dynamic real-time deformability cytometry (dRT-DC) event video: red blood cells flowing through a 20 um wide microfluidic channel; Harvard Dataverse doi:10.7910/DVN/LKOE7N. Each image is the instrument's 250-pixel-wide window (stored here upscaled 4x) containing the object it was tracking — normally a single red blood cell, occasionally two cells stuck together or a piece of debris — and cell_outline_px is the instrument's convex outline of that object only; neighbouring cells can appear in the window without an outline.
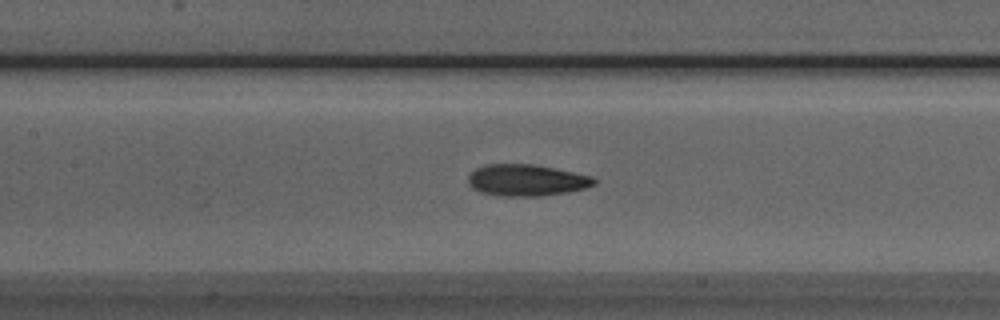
{"species": "Egyptian fruit bat (a non-hibernating species)", "species_latin": "Rousettus aegyptiacus", "temperature_condition": "room temperature", "stored_images_in_passage": 30, "camera_frame_rate_fps": 3000, "um_per_image_px": 0.085, "animal": {"sex": "male"}, "frame": {"image": 1, "passage_image": 9, "time_ms": 2.667, "image_size_px": [1000, 320], "cell_outline_px": [[596, 184], [584, 188], [568, 192], [540, 196], [504, 196], [480, 192], [472, 188], [468, 184], [468, 176], [476, 168], [484, 164], [532, 164], [592, 176], [596, 180]], "centroid_in_image_um": [44.72, 15.32], "position_along_channel_um": 162.7, "area_um2": 23.06}}
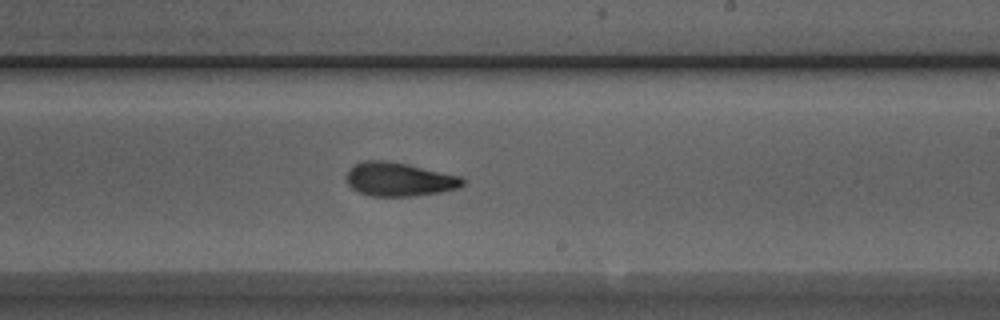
{"frame": {"image": 2, "passage_image": 16, "time_ms": 5.0, "image_size_px": [1000, 320], "cell_outline_px": [[464, 184], [460, 188], [440, 192], [412, 196], [368, 196], [352, 188], [348, 184], [344, 176], [356, 164], [364, 160], [388, 160], [408, 164], [460, 176], [464, 180]], "centroid_in_image_um": [33.92, 15.24], "position_along_channel_um": 255.1, "area_um2": 22.89}}
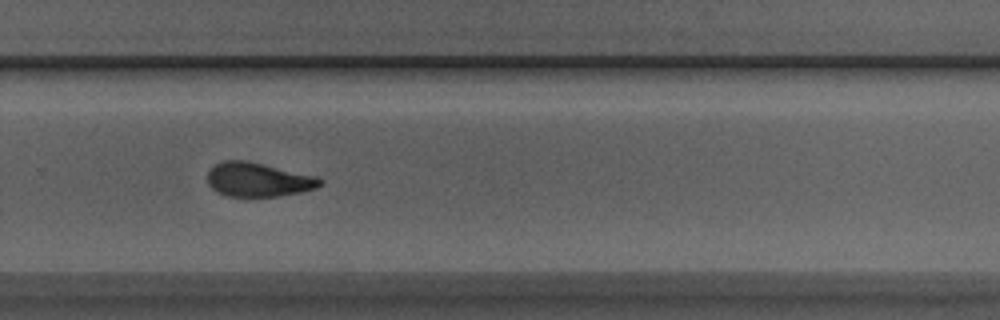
{"frame": {"image": 3, "passage_image": 20, "time_ms": 6.333, "image_size_px": [1000, 320], "cell_outline_px": [[324, 184], [316, 188], [300, 192], [276, 196], [224, 196], [216, 192], [208, 184], [208, 172], [216, 164], [224, 160], [248, 160], [320, 176], [324, 180]], "centroid_in_image_um": [22.0, 15.26], "position_along_channel_um": 307.8, "area_um2": 22.72}, "authors_computed_cell_mechanics": {"area_um2": 23.0333, "velocity_mm_per_s": 3.9738, "shape_relaxation_time_tau1_ms": 3.852, "shape_relaxation_time_tau2_ms": 2.487, "deformation_change_tau1": 0.1421, "deformation_change_tau2": 0.0931}}